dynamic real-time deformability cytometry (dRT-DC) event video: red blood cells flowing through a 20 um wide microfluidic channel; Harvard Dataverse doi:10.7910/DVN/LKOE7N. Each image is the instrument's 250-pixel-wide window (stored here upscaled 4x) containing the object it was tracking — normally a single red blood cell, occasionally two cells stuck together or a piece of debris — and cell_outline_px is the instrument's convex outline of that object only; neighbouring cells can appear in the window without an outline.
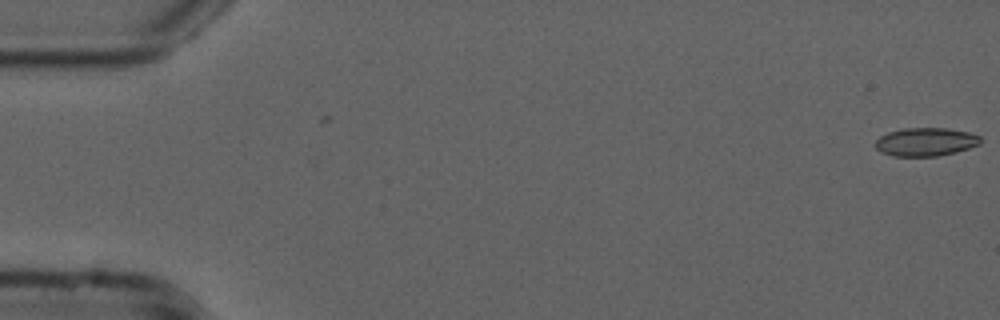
{"species": "common noctule bat (a hibernating species)", "species_latin": "Nyctalus noctula", "temperature_condition": "cold", "stored_images_in_passage": 54, "camera_frame_rate_fps": 3000, "um_per_image_px": 0.085, "animal": {"sex": "male", "forearm_length_mm": 52.5}, "frame": {"image": 1, "passage_image": 1, "time_ms": 0.0, "image_size_px": [1000, 320], "cell_outline_px": [[980, 144], [956, 152], [936, 156], [892, 156], [880, 152], [876, 148], [876, 140], [880, 136], [888, 132], [904, 128], [944, 128], [968, 132], [980, 136]], "centroid_in_image_um": [78.66, 12.06], "position_along_channel_um": 6.3, "area_um2": 17.28}}
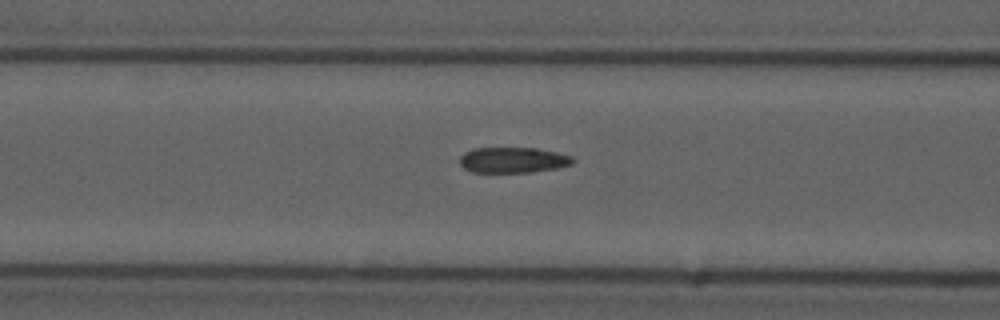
{"frame": {"image": 2, "passage_image": 22, "time_ms": 7.0, "image_size_px": [1000, 320], "cell_outline_px": [[576, 160], [572, 164], [556, 168], [532, 172], [472, 172], [464, 168], [460, 164], [460, 156], [464, 152], [472, 148], [536, 148], [556, 152], [572, 156]], "centroid_in_image_um": [43.6, 13.6], "position_along_channel_um": 123.0, "area_um2": 16.94}}
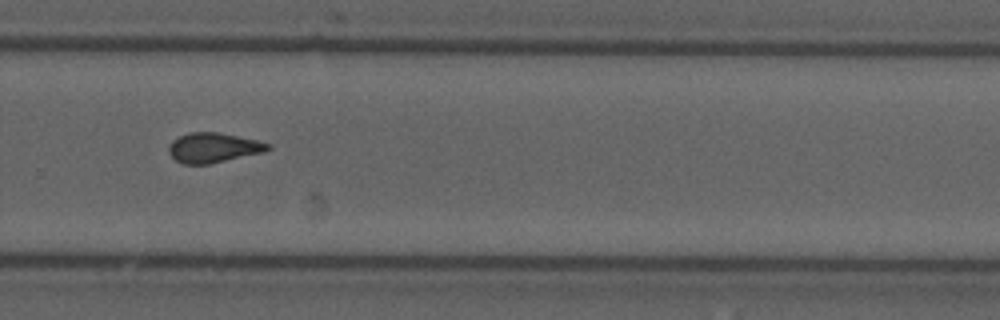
{"frame": {"image": 3, "passage_image": 37, "time_ms": 12.0, "image_size_px": [1000, 320], "cell_outline_px": [[272, 148], [264, 152], [208, 164], [184, 164], [176, 160], [168, 152], [168, 148], [172, 140], [188, 132], [216, 132], [256, 140], [272, 144]], "centroid_in_image_um": [18.13, 12.55], "position_along_channel_um": 311.7, "area_um2": 17.11}, "authors_computed_cell_mechanics": {"area_um2": 17.3689, "velocity_mm_per_s": 3.7907, "shape_relaxation_time_tau1_ms": null, "shape_relaxation_time_tau2_ms": 2.1309, "deformation_change_tau1": null, "deformation_change_tau2": 0.0751}}